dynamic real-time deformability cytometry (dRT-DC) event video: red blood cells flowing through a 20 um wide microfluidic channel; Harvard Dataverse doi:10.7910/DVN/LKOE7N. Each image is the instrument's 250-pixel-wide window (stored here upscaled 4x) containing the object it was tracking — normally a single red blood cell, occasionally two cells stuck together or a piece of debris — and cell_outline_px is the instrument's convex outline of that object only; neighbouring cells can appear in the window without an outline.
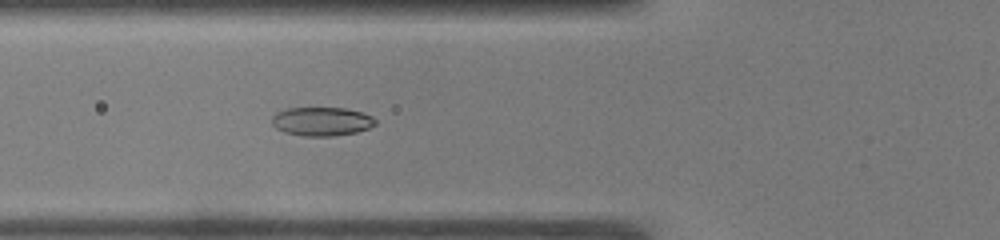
{"species": "common noctule bat (a hibernating species)", "species_latin": "Nyctalus noctula", "temperature_condition": "warm", "stored_images_in_passage": 43, "camera_frame_rate_fps": 3000, "um_per_image_px": 0.085, "animal": {"sex": "male", "body_mass_g": 19.0, "forearm_length_mm": 50.8}, "frame": {"image": 1, "passage_image": 11, "time_ms": 3.333, "image_size_px": [1000, 240], "cell_outline_px": [[376, 124], [368, 128], [356, 132], [332, 136], [304, 136], [284, 132], [276, 128], [272, 124], [272, 116], [276, 112], [288, 108], [344, 108], [360, 112], [372, 116], [376, 120]], "centroid_in_image_um": [27.32, 10.32], "position_along_channel_um": 98.5, "area_um2": 17.28}}
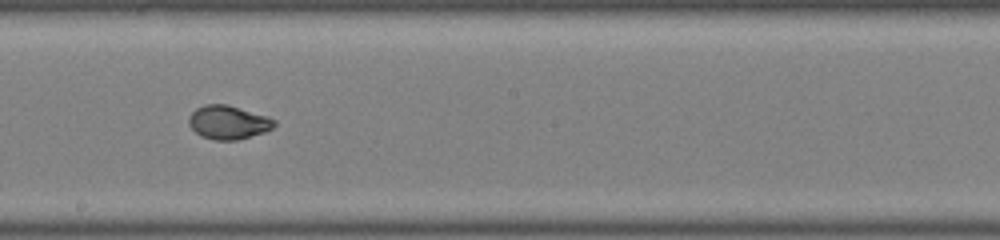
{"frame": {"image": 2, "passage_image": 21, "time_ms": 6.667, "image_size_px": [1000, 240], "cell_outline_px": [[276, 124], [272, 128], [264, 132], [236, 140], [216, 140], [200, 136], [188, 124], [188, 116], [196, 108], [204, 104], [228, 104], [268, 116], [276, 120]], "centroid_in_image_um": [19.39, 10.38], "position_along_channel_um": 228.8, "area_um2": 16.88}}
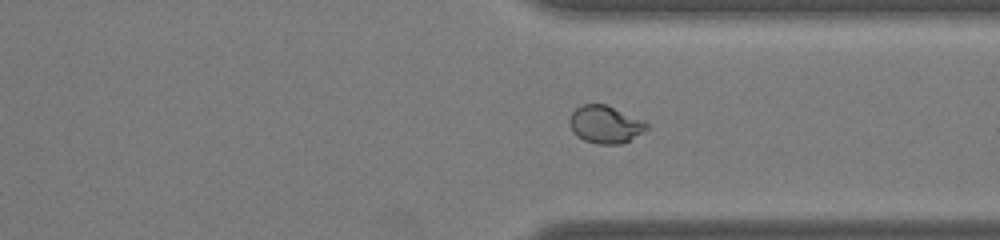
{"frame": {"image": 3, "passage_image": 31, "time_ms": 10.0, "image_size_px": [1000, 240], "cell_outline_px": [[648, 128], [624, 144], [596, 144], [584, 140], [576, 136], [572, 132], [568, 124], [568, 120], [572, 112], [576, 108], [584, 104], [604, 104], [648, 120]], "centroid_in_image_um": [51.46, 10.58], "position_along_channel_um": 359.9, "area_um2": 17.28}, "authors_computed_cell_mechanics": {"area_um2": 17.2822, "velocity_mm_per_s": 3.9161, "shape_relaxation_time_tau1_ms": 5.1359, "shape_relaxation_time_tau2_ms": null, "deformation_change_tau1": 0.1952, "deformation_change_tau2": null}}